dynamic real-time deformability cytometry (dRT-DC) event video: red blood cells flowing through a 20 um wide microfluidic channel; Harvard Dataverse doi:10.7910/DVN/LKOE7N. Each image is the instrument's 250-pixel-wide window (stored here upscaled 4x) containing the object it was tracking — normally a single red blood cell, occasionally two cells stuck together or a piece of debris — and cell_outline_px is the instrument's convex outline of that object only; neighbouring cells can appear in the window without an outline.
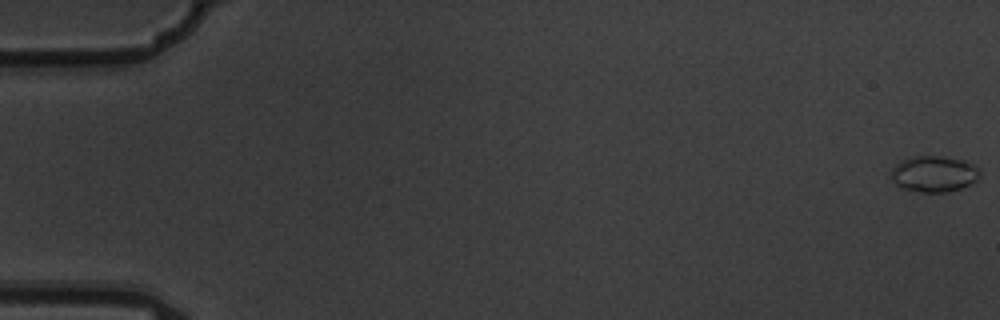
{"species": "common noctule bat (a hibernating species)", "species_latin": "Nyctalus noctula", "temperature_condition": "warm", "stored_images_in_passage": 6, "camera_frame_rate_fps": 3000, "um_per_image_px": 0.085, "animal": {"sex": "male", "body_mass_g": 19.5, "forearm_length_mm": 54.6}, "frame": {"image": 1, "passage_image": 1, "time_ms": 0.0, "image_size_px": [1000, 320], "cell_outline_px": [[980, 176], [976, 180], [960, 188], [948, 192], [920, 192], [904, 188], [896, 184], [892, 180], [892, 168], [896, 164], [912, 156], [944, 156], [964, 160], [980, 168]], "centroid_in_image_um": [79.41, 14.77], "position_along_channel_um": 5.6, "area_um2": 18.55}}
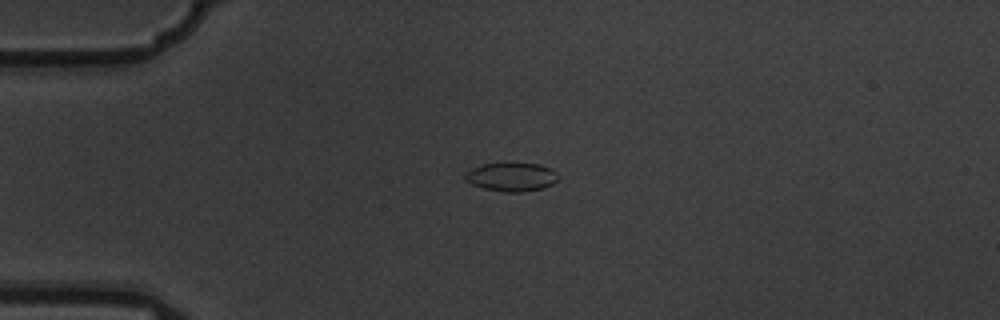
{"frame": {"image": 2, "passage_image": 5, "time_ms": 1.333, "image_size_px": [1000, 320], "cell_outline_px": [[556, 180], [552, 184], [540, 188], [520, 192], [504, 192], [484, 188], [472, 184], [464, 180], [464, 172], [472, 168], [484, 164], [540, 164], [552, 168], [556, 172]], "centroid_in_image_um": [43.43, 15.04], "position_along_channel_um": 41.6, "area_um2": 15.26}}